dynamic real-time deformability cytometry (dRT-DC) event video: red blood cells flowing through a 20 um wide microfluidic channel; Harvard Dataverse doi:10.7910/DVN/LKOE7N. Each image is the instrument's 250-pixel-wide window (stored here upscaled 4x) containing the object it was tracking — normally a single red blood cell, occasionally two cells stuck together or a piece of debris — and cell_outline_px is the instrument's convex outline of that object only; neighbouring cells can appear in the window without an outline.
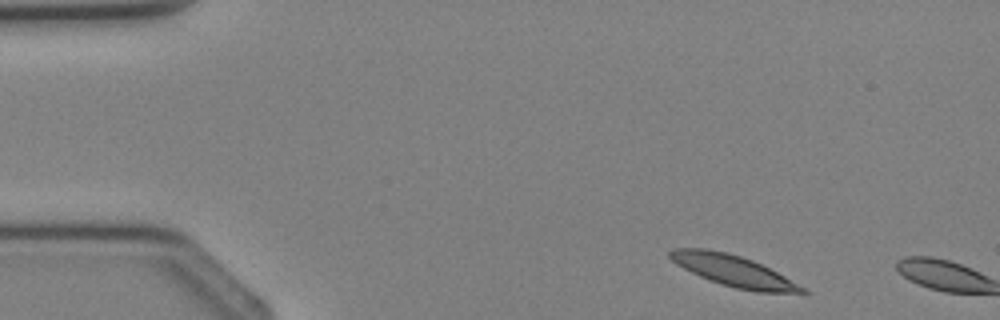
{"species": "Egyptian fruit bat (a non-hibernating species)", "species_latin": "Rousettus aegyptiacus", "temperature_condition": "cold", "stored_images_in_passage": 4, "segment_of_instrument_passage": [2, 2], "camera_frame_rate_fps": 3000, "um_per_image_px": 0.085, "animal": {"sex": "female"}, "frame": {"image": 1, "passage_image": 4, "time_ms": 3.333, "image_size_px": [1000, 320], "cell_outline_px": [[808, 292], [756, 292], [736, 288], [720, 284], [708, 280], [676, 264], [668, 256], [668, 252], [672, 248], [704, 248], [728, 252], [752, 260], [784, 276], [804, 288]], "centroid_in_image_um": [62.25, 23.0], "position_along_channel_um": 22.7, "area_um2": 23.64}}